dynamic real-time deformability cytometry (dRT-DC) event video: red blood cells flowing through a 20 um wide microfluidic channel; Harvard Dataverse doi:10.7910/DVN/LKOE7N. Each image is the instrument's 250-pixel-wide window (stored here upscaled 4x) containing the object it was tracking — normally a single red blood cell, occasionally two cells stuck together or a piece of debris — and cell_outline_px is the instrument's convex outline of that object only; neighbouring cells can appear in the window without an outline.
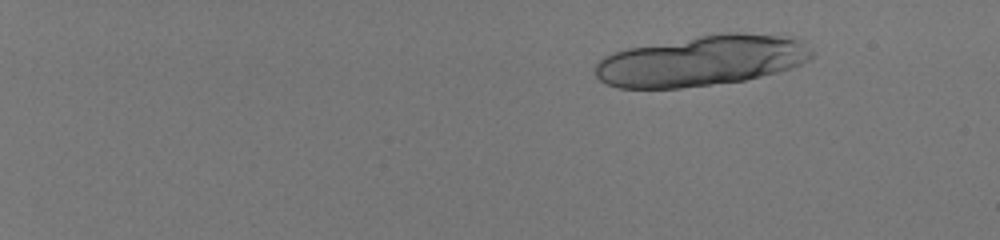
{"species": "human", "species_latin": "Homo sapiens", "temperature_condition": "room temperature", "stored_images_in_passage": 38, "segment_of_instrument_passage": [1, 2], "camera_frame_rate_fps": 3000, "um_per_image_px": 0.085, "donor": {"sex": "male"}, "frame": {"image": 1, "passage_image": 9, "time_ms": 2.667, "image_size_px": [1000, 240], "cell_outline_px": [[816, 56], [792, 68], [744, 80], [680, 88], [620, 88], [608, 84], [600, 80], [596, 76], [592, 68], [596, 60], [612, 52], [628, 48], [724, 32], [744, 32], [780, 36], [800, 40]], "centroid_in_image_um": [59.59, 5.17], "position_along_channel_um": 25.4, "area_um2": 63.58}}